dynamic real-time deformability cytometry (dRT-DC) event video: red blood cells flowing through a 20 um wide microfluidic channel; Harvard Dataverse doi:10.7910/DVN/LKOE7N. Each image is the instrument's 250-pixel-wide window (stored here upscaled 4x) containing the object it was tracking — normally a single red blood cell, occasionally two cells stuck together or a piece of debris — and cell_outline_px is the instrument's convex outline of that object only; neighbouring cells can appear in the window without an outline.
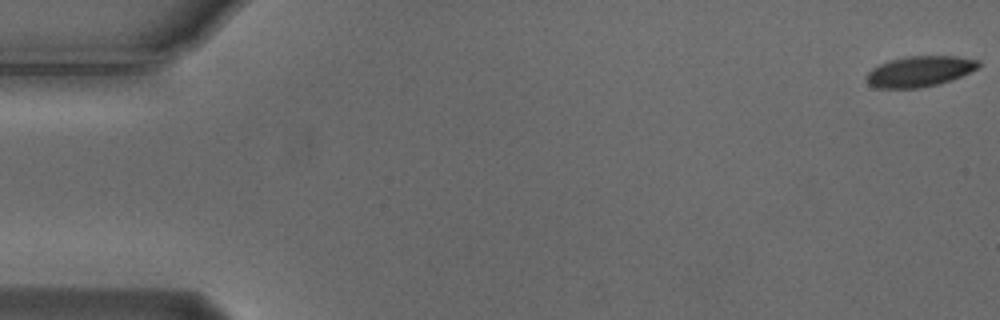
{"species": "Egyptian fruit bat (a non-hibernating species)", "species_latin": "Rousettus aegyptiacus", "temperature_condition": "cold", "stored_images_in_passage": 55, "camera_frame_rate_fps": 3000, "um_per_image_px": 0.085, "animal": {"sex": "male"}, "frame": {"image": 1, "passage_image": 1, "time_ms": 0.0, "image_size_px": [1000, 320], "cell_outline_px": [[980, 68], [952, 80], [940, 84], [920, 88], [876, 88], [868, 84], [864, 80], [864, 76], [872, 68], [888, 60], [908, 56], [956, 56], [980, 60]], "centroid_in_image_um": [78.16, 6.07], "position_along_channel_um": 6.8, "area_um2": 20.4}}
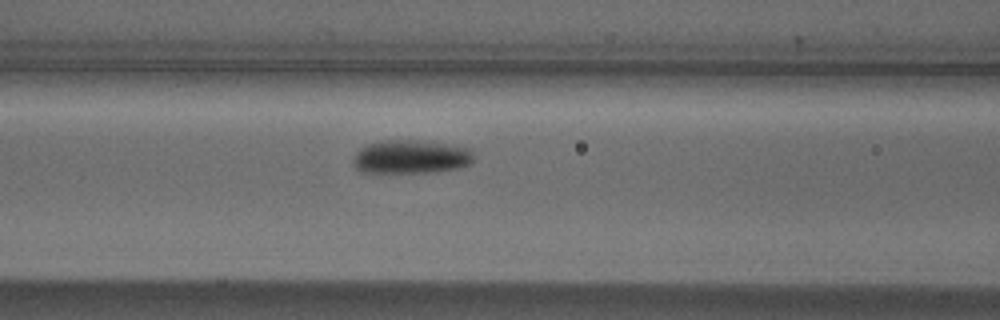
{"frame": {"image": 2, "passage_image": 23, "time_ms": 7.333, "image_size_px": [1000, 320], "cell_outline_px": [[472, 160], [468, 164], [460, 168], [428, 172], [368, 172], [356, 168], [352, 160], [352, 156], [360, 148], [368, 144], [380, 140], [416, 140], [472, 148]], "centroid_in_image_um": [34.9, 13.32], "position_along_channel_um": 131.7, "area_um2": 23.41}}
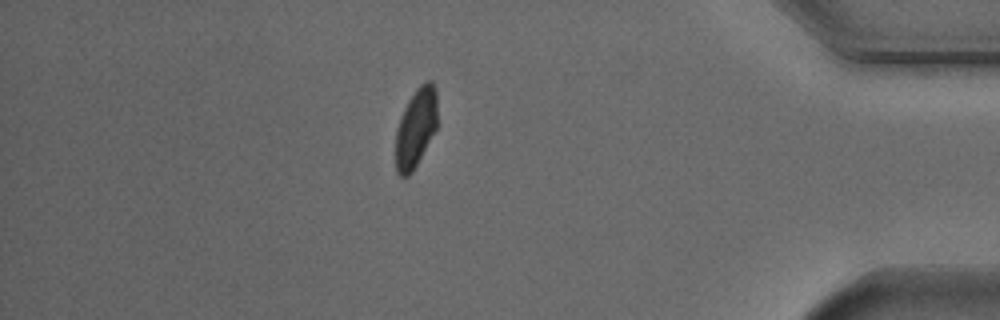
{"frame": {"image": 3, "passage_image": 48, "time_ms": 15.667, "image_size_px": [1000, 320], "cell_outline_px": [[436, 128], [412, 172], [408, 176], [400, 176], [396, 172], [396, 132], [400, 116], [408, 100], [416, 88], [420, 84], [428, 80], [432, 80], [436, 88]], "centroid_in_image_um": [35.33, 10.83], "position_along_channel_um": 399.9, "area_um2": 19.02}, "authors_computed_cell_mechanics": {"area_um2": 21.7328, "velocity_mm_per_s": 3.7108, "shape_relaxation_time_tau1_ms": 2.381, "shape_relaxation_time_tau2_ms": null, "deformation_change_tau1": 0.0976, "deformation_change_tau2": null}}